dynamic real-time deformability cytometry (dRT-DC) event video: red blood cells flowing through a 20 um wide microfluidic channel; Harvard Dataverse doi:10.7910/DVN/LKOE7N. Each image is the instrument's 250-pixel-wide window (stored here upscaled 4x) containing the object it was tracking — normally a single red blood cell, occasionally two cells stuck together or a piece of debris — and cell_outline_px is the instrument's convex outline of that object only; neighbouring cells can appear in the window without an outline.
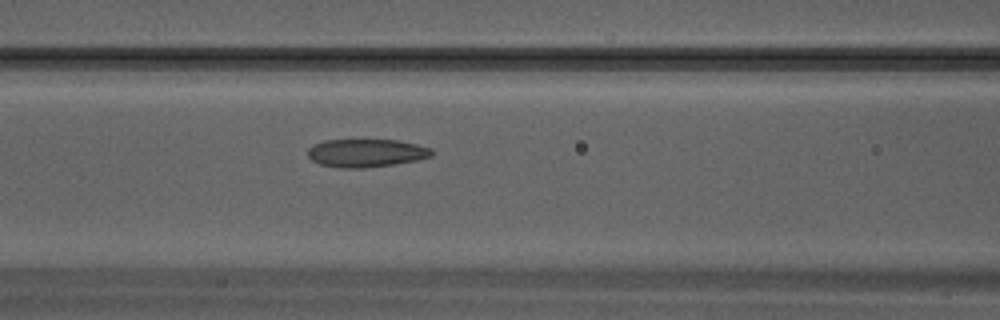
{"species": "Egyptian fruit bat (a non-hibernating species)", "species_latin": "Rousettus aegyptiacus", "temperature_condition": "warm", "stored_images_in_passage": 25, "camera_frame_rate_fps": 3000, "um_per_image_px": 0.085, "animal": {"sex": "male"}, "frame": {"image": 1, "passage_image": 6, "time_ms": 1.667, "image_size_px": [1000, 320], "cell_outline_px": [[432, 156], [416, 160], [392, 164], [364, 168], [340, 168], [320, 164], [312, 160], [308, 156], [308, 148], [312, 144], [324, 140], [396, 140], [416, 144], [432, 148]], "centroid_in_image_um": [31.09, 13.0], "position_along_channel_um": 135.5, "area_um2": 20.23}}
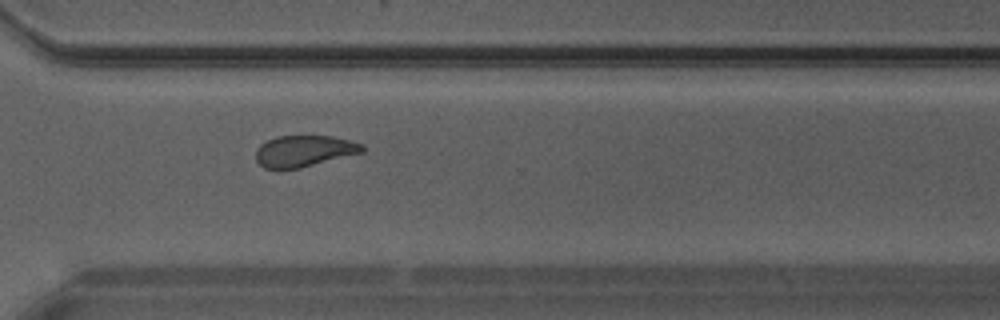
{"frame": {"image": 2, "passage_image": 16, "time_ms": 5.0, "image_size_px": [1000, 320], "cell_outline_px": [[364, 152], [300, 168], [264, 168], [256, 160], [256, 148], [260, 144], [276, 136], [332, 136], [364, 144]], "centroid_in_image_um": [25.85, 12.83], "position_along_channel_um": 344.7, "area_um2": 19.36}}
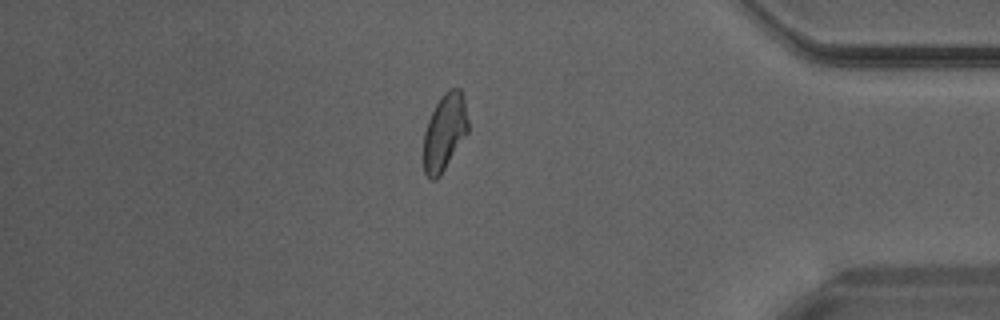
{"frame": {"image": 3, "passage_image": 20, "time_ms": 6.333, "image_size_px": [1000, 320], "cell_outline_px": [[468, 132], [440, 176], [436, 180], [432, 180], [424, 172], [424, 132], [428, 120], [440, 96], [448, 88], [460, 88], [464, 100], [468, 120]], "centroid_in_image_um": [37.79, 11.21], "position_along_channel_um": 397.4, "area_um2": 19.83}}